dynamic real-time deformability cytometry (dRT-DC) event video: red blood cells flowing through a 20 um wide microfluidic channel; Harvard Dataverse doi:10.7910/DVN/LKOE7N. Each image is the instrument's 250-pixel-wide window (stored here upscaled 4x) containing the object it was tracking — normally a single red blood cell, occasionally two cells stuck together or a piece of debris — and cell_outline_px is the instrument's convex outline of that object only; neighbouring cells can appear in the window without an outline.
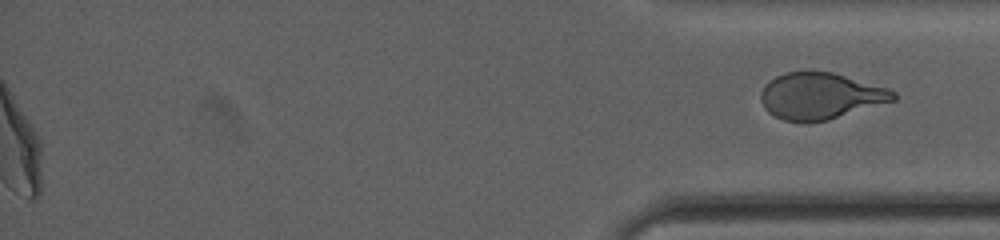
{"species": "human", "species_latin": "Homo sapiens", "temperature_condition": "cold", "stored_images_in_passage": 31, "segment_of_instrument_passage": [2, 2], "camera_frame_rate_fps": 3000, "um_per_image_px": 0.085, "donor": {"sex": "female"}, "frame": {"image": 1, "passage_image": 31, "time_ms": 15.0, "image_size_px": [1000, 240], "cell_outline_px": [[896, 100], [828, 120], [808, 124], [804, 124], [784, 120], [768, 112], [764, 108], [760, 100], [760, 92], [764, 84], [768, 80], [784, 72], [832, 72], [888, 88], [896, 92]], "centroid_in_image_um": [69.7, 8.18], "position_along_channel_um": 365.5, "area_um2": 36.24}}